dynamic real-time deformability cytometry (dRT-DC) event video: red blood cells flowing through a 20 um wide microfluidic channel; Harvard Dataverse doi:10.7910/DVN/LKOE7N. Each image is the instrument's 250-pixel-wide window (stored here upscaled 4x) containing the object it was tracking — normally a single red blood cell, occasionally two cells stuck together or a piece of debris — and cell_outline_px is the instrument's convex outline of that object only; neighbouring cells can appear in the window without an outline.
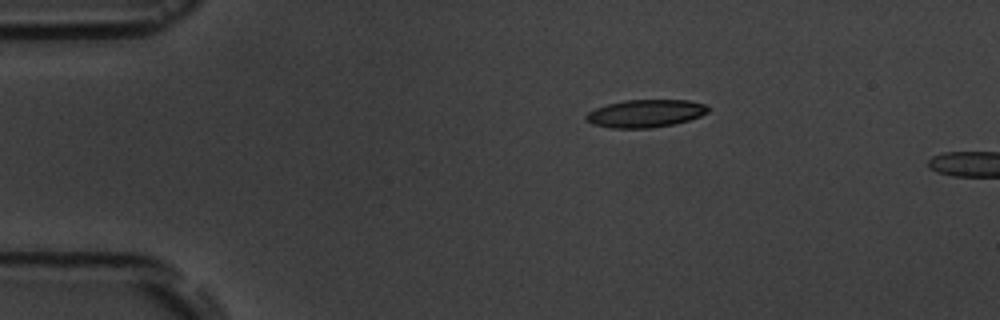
{"species": "common noctule bat (a hibernating species)", "species_latin": "Nyctalus noctula", "temperature_condition": "room temperature", "stored_images_in_passage": 2, "camera_frame_rate_fps": 3000, "um_per_image_px": 0.085, "animal": {"sex": "male", "body_mass_g": 19.5, "forearm_length_mm": 54.6}, "frame": {"image": 1, "passage_image": 1, "time_ms": 0.0, "image_size_px": [1000, 320], "cell_outline_px": [[708, 112], [700, 116], [688, 120], [672, 124], [652, 128], [612, 128], [592, 124], [584, 120], [584, 116], [588, 112], [596, 108], [608, 104], [624, 100], [688, 100], [704, 104], [708, 108]], "centroid_in_image_um": [54.82, 9.64], "position_along_channel_um": 30.2, "area_um2": 19.65}}